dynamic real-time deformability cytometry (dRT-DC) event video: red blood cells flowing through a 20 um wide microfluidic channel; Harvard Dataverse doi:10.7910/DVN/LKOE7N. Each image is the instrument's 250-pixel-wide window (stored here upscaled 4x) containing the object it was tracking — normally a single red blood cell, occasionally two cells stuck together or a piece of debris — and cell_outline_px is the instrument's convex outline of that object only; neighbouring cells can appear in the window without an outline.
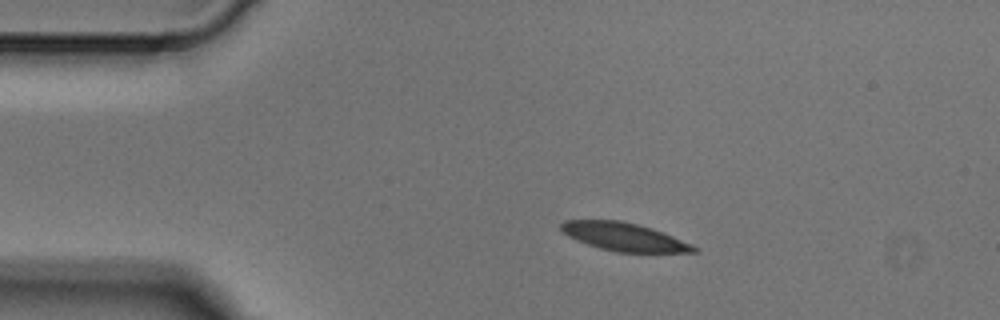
{"species": "Egyptian fruit bat (a non-hibernating species)", "species_latin": "Rousettus aegyptiacus", "temperature_condition": "cold", "stored_images_in_passage": 2, "camera_frame_rate_fps": 3000, "um_per_image_px": 0.085, "animal": {"sex": "male"}, "frame": {"image": 1, "passage_image": 1, "time_ms": 0.0, "image_size_px": [1000, 320], "cell_outline_px": [[696, 252], [616, 252], [600, 248], [576, 240], [568, 236], [560, 228], [560, 224], [564, 220], [620, 220], [652, 228], [664, 232], [692, 244], [696, 248]], "centroid_in_image_um": [53.03, 20.12], "position_along_channel_um": 32.0, "area_um2": 21.62}}